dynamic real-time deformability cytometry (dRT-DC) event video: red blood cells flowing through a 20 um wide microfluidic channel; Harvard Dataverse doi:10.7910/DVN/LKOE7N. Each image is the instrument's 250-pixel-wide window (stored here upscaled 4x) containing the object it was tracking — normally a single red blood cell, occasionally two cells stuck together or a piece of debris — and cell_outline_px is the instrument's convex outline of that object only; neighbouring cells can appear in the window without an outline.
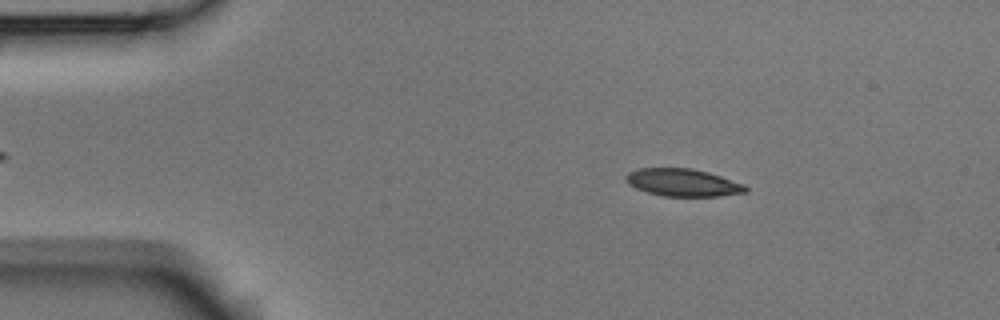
{"species": "Egyptian fruit bat (a non-hibernating species)", "species_latin": "Rousettus aegyptiacus", "temperature_condition": "room temperature", "stored_images_in_passage": 53, "camera_frame_rate_fps": 3000, "um_per_image_px": 0.085, "animal": {"sex": "male"}, "frame": {"image": 1, "passage_image": 8, "time_ms": 2.333, "image_size_px": [1000, 320], "cell_outline_px": [[748, 192], [716, 196], [664, 196], [648, 192], [636, 188], [628, 184], [624, 176], [628, 172], [640, 168], [692, 168], [708, 172], [744, 184], [748, 188]], "centroid_in_image_um": [58.03, 15.51], "position_along_channel_um": 27.0, "area_um2": 19.13}}
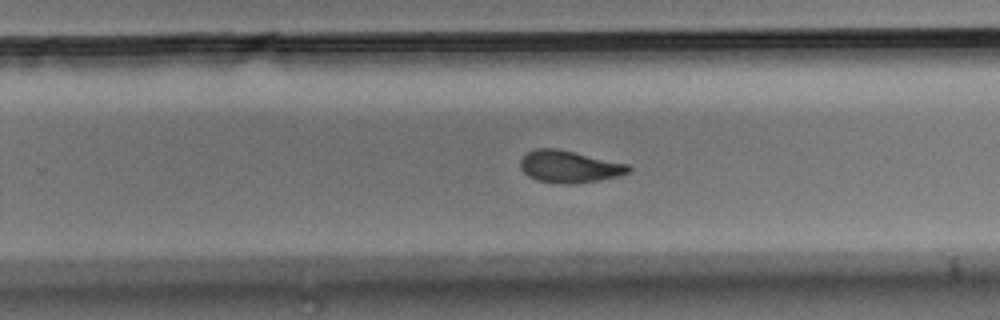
{"frame": {"image": 2, "passage_image": 33, "time_ms": 10.667, "image_size_px": [1000, 320], "cell_outline_px": [[632, 168], [628, 172], [620, 176], [600, 180], [572, 184], [568, 184], [536, 180], [528, 176], [520, 168], [520, 160], [528, 152], [536, 148], [556, 148], [628, 164]], "centroid_in_image_um": [48.39, 14.17], "position_along_channel_um": 281.4, "area_um2": 20.11}}
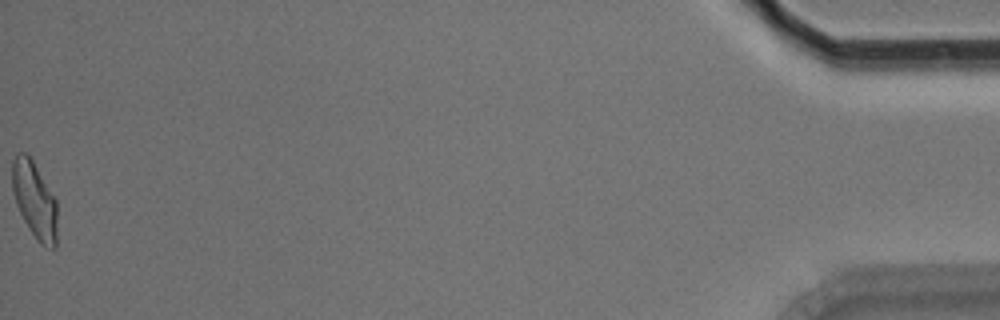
{"frame": {"image": 3, "passage_image": 53, "time_ms": 17.333, "image_size_px": [1000, 320], "cell_outline_px": [[56, 248], [52, 248], [40, 244], [28, 228], [16, 204], [12, 192], [12, 160], [16, 152], [24, 152], [32, 160], [56, 200]], "centroid_in_image_um": [2.91, 16.99], "position_along_channel_um": 432.3, "area_um2": 19.88}, "authors_computed_cell_mechanics": {"area_um2": 20.1722, "velocity_mm_per_s": 3.7691, "shape_relaxation_time_tau1_ms": 5.5498, "shape_relaxation_time_tau2_ms": 2.4722, "deformation_change_tau1": 0.147, "deformation_change_tau2": 0.0852}}